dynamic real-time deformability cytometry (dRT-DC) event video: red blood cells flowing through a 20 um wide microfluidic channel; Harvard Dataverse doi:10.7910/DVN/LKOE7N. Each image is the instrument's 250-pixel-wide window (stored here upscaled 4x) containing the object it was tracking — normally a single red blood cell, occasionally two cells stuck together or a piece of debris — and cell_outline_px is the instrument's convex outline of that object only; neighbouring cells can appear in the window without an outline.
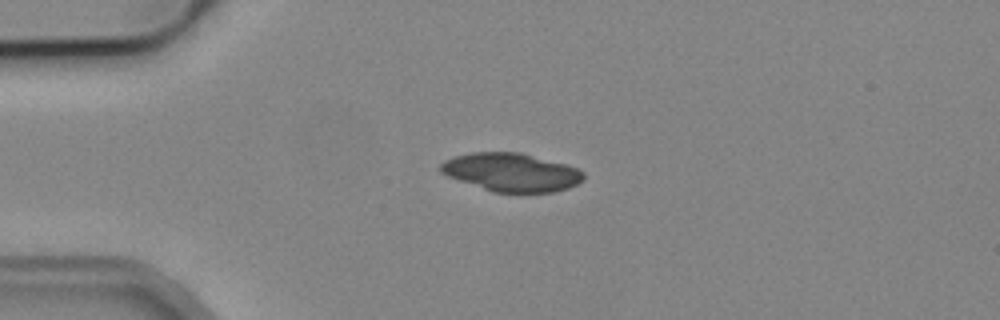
{"species": "common noctule bat (a hibernating species)", "species_latin": "Nyctalus noctula", "temperature_condition": "cold", "stored_images_in_passage": 3, "camera_frame_rate_fps": 3000, "um_per_image_px": 0.085, "animal": {"sex": "male", "body_mass_g": 19.2, "forearm_length_mm": 51.8}, "frame": {"image": 1, "passage_image": 1, "time_ms": 0.0, "image_size_px": [1000, 320], "cell_outline_px": [[584, 180], [568, 188], [556, 192], [492, 192], [448, 176], [440, 172], [440, 164], [444, 160], [456, 156], [472, 152], [520, 152], [580, 168], [584, 172]], "centroid_in_image_um": [43.49, 14.64], "position_along_channel_um": 41.5, "area_um2": 31.91}}